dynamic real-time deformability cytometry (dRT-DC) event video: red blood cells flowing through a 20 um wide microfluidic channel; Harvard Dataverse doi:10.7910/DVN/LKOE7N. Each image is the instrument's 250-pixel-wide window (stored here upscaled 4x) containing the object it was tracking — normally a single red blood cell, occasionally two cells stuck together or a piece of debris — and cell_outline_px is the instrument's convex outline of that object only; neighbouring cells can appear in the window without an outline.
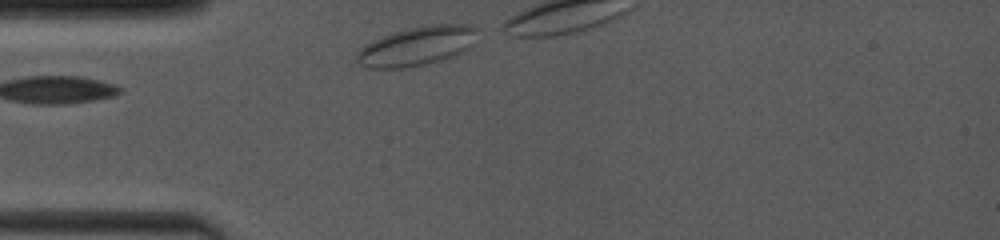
{"species": "common noctule bat (a hibernating species)", "species_latin": "Nyctalus noctula", "temperature_condition": "room temperature", "stored_images_in_passage": 4, "camera_frame_rate_fps": 4000, "um_per_image_px": 0.085, "animal": {"sex": "female", "body_mass_g": 19.0, "forearm_length_mm": 53.3}, "frame": {"image": 1, "passage_image": 1, "time_ms": 0.0, "image_size_px": [1000, 240], "cell_outline_px": [[476, 44], [456, 56], [424, 64], [404, 68], [368, 68], [360, 64], [356, 60], [356, 52], [364, 44], [372, 40], [408, 28], [432, 24], [468, 24], [476, 28]], "centroid_in_image_um": [35.46, 3.92], "position_along_channel_um": 49.5, "area_um2": 27.63}}
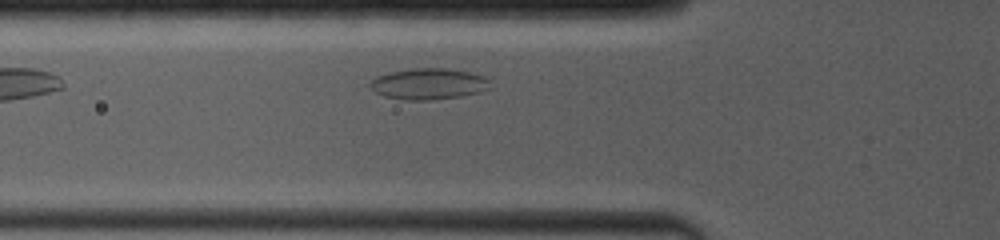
{"frame": {"image": 2, "passage_image": 4, "time_ms": 2.25, "image_size_px": [1000, 240], "cell_outline_px": [[492, 80], [480, 92], [460, 96], [432, 100], [408, 100], [384, 96], [376, 92], [368, 84], [376, 76], [392, 72], [412, 68], [448, 68], [468, 72], [484, 76]], "centroid_in_image_um": [36.41, 7.12], "position_along_channel_um": 89.4, "area_um2": 21.56}}